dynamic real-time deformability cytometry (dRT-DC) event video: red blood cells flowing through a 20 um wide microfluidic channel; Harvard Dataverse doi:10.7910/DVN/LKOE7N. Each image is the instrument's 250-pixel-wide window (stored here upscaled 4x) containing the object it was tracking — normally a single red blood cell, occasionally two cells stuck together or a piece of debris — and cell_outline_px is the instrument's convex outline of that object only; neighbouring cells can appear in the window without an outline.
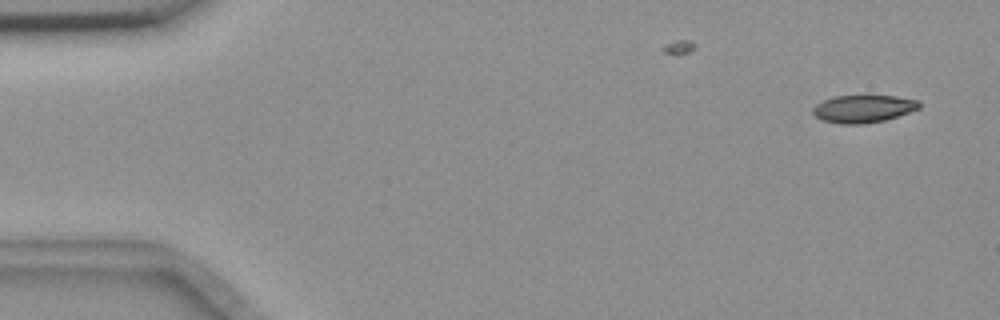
{"species": "common noctule bat (a hibernating species)", "species_latin": "Nyctalus noctula", "temperature_condition": "room temperature", "stored_images_in_passage": 2, "camera_frame_rate_fps": 3000, "um_per_image_px": 0.085, "animal": {"sex": "female", "body_mass_g": 18.4}, "frame": {"image": 1, "passage_image": 2, "time_ms": 0.333, "image_size_px": [1000, 320], "cell_outline_px": [[920, 108], [884, 120], [864, 124], [840, 124], [824, 120], [816, 116], [812, 112], [812, 108], [816, 104], [832, 96], [868, 92], [896, 96], [920, 100]], "centroid_in_image_um": [73.38, 9.18], "position_along_channel_um": 11.6, "area_um2": 17.92}}